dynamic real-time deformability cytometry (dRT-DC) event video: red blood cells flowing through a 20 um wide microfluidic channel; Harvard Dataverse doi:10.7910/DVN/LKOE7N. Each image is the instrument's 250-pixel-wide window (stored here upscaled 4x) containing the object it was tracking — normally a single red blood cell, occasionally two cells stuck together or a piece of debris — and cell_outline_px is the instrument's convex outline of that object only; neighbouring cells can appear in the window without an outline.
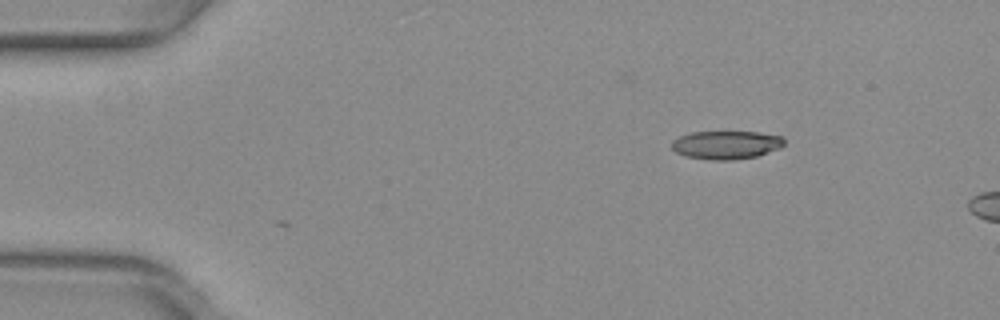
{"species": "common noctule bat (a hibernating species)", "species_latin": "Nyctalus noctula", "temperature_condition": "warm", "stored_images_in_passage": 2, "camera_frame_rate_fps": 3000, "um_per_image_px": 0.085, "animal": {"sex": "female", "body_mass_g": 29.2, "forearm_length_mm": 56.3}, "frame": {"image": 1, "passage_image": 2, "time_ms": 0.333, "image_size_px": [1000, 320], "cell_outline_px": [[784, 144], [780, 148], [756, 156], [732, 160], [712, 160], [684, 156], [676, 152], [672, 148], [672, 140], [680, 136], [692, 132], [760, 132], [784, 136]], "centroid_in_image_um": [61.74, 12.31], "position_along_channel_um": 23.3, "area_um2": 18.61}}